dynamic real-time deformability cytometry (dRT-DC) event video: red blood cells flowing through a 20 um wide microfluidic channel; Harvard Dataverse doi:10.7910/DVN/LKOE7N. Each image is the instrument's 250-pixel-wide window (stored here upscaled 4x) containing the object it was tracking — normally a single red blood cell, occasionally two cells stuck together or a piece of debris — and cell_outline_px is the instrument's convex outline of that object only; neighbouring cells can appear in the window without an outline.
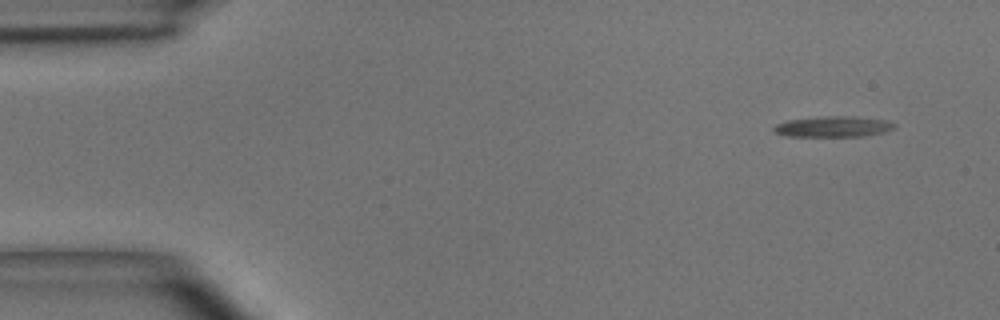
{"species": "common noctule bat (a hibernating species)", "species_latin": "Nyctalus noctula", "temperature_condition": "room temperature", "stored_images_in_passage": 4, "segment_of_instrument_passage": [1, 2], "camera_frame_rate_fps": 3000, "um_per_image_px": 0.085, "animal": {"sex": "male", "body_mass_g": 15.6}, "frame": {"image": 1, "passage_image": 1, "time_ms": 0.0, "image_size_px": [1000, 320], "cell_outline_px": [[896, 128], [884, 132], [864, 136], [784, 136], [776, 132], [772, 128], [776, 124], [788, 120], [820, 116], [856, 116], [888, 120], [896, 124]], "centroid_in_image_um": [70.86, 10.75], "position_along_channel_um": 14.1, "area_um2": 14.74}}
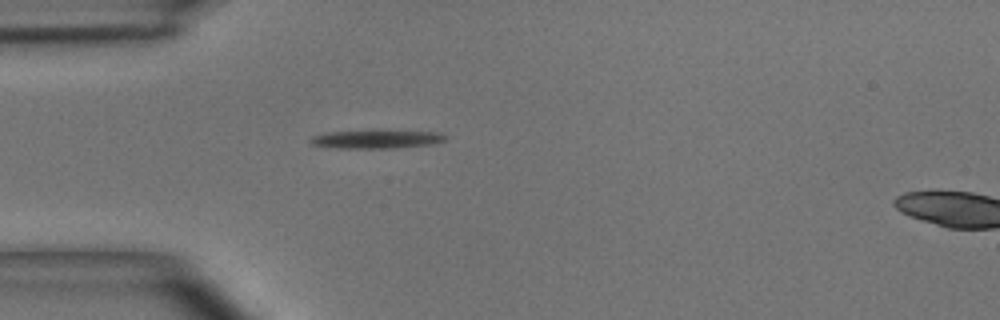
{"frame": {"image": 2, "passage_image": 3, "time_ms": 0.667, "image_size_px": [1000, 320], "cell_outline_px": [[448, 136], [444, 140], [432, 144], [396, 148], [336, 148], [312, 144], [308, 140], [312, 136], [328, 132], [436, 132]], "centroid_in_image_um": [31.96, 11.86], "position_along_channel_um": 53.0, "area_um2": 13.76}}